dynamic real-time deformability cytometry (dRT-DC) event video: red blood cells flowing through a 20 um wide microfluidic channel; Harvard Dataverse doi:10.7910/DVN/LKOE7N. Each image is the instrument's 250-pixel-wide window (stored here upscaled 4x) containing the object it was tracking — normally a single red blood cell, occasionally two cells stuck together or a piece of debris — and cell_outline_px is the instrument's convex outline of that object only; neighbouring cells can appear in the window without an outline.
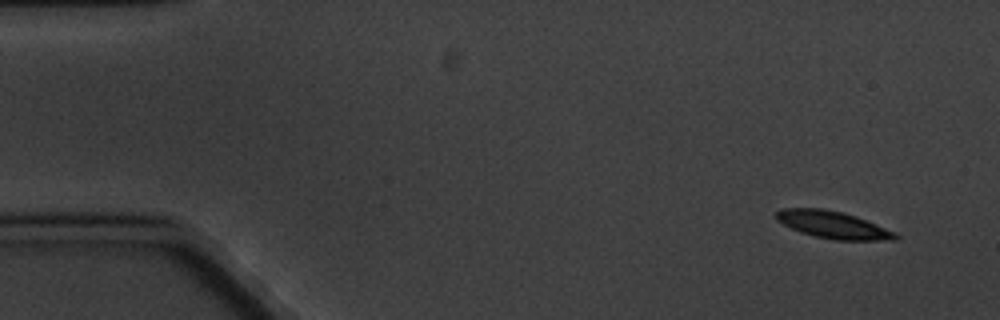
{"species": "common noctule bat (a hibernating species)", "species_latin": "Nyctalus noctula", "temperature_condition": "cold", "stored_images_in_passage": 6, "segment_of_instrument_passage": [1, 2], "camera_frame_rate_fps": 3000, "um_per_image_px": 0.085, "animal": {"sex": "male", "body_mass_g": 20.1, "forearm_length_mm": 53.5}, "frame": {"image": 1, "passage_image": 1, "time_ms": 0.0, "image_size_px": [1000, 320], "cell_outline_px": [[900, 236], [896, 240], [832, 240], [800, 232], [776, 220], [776, 212], [780, 208], [820, 208], [840, 212], [856, 216], [896, 232]], "centroid_in_image_um": [70.82, 19.11], "position_along_channel_um": 14.2, "area_um2": 18.84}}
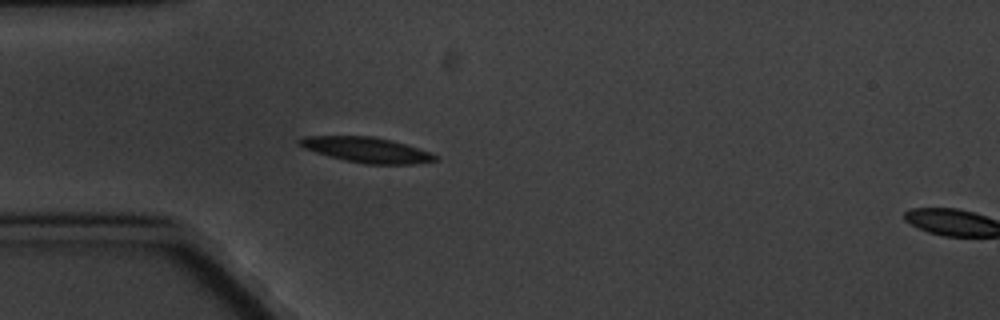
{"frame": {"image": 2, "passage_image": 5, "time_ms": 4.333, "image_size_px": [1000, 320], "cell_outline_px": [[436, 160], [416, 164], [364, 164], [344, 160], [328, 156], [304, 148], [296, 144], [296, 140], [304, 136], [372, 136], [392, 140], [428, 152], [436, 156]], "centroid_in_image_um": [31.08, 12.73], "position_along_channel_um": 53.9, "area_um2": 19.88}}